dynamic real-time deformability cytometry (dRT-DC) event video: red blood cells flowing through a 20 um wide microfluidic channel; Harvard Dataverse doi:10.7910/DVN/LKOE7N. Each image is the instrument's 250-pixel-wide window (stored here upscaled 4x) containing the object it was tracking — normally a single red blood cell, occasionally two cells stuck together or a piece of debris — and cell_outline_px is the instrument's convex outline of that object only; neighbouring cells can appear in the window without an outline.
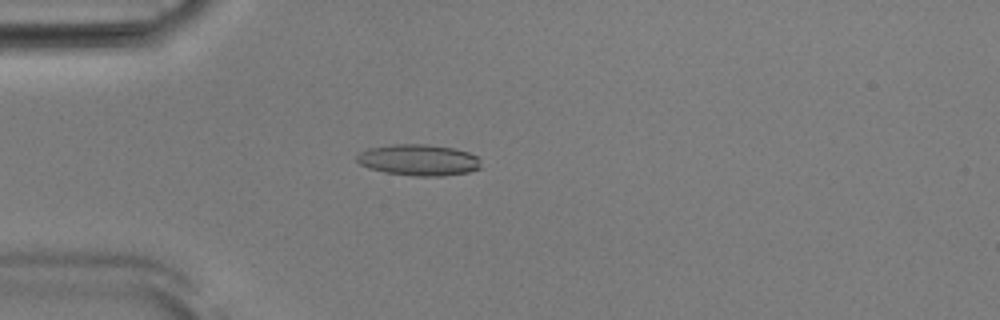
{"species": "Egyptian fruit bat (a non-hibernating species)", "species_latin": "Rousettus aegyptiacus", "temperature_condition": "room temperature", "stored_images_in_passage": 52, "camera_frame_rate_fps": 3000, "um_per_image_px": 0.085, "animal": {"sex": "male"}, "frame": {"image": 1, "passage_image": 14, "time_ms": 4.333, "image_size_px": [1000, 320], "cell_outline_px": [[480, 168], [468, 172], [444, 176], [412, 176], [384, 172], [368, 168], [360, 164], [356, 160], [356, 156], [360, 152], [368, 148], [388, 144], [428, 144], [456, 148], [468, 152], [476, 156], [480, 160]], "centroid_in_image_um": [35.57, 13.59], "position_along_channel_um": 49.4, "area_um2": 22.89}}
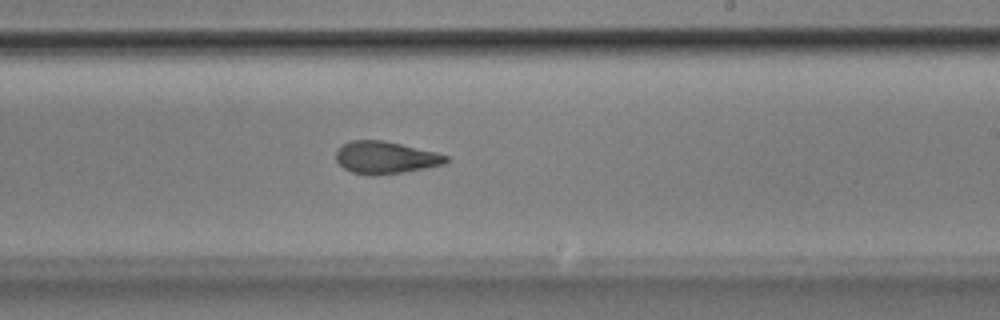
{"frame": {"image": 2, "passage_image": 31, "time_ms": 10.0, "image_size_px": [1000, 320], "cell_outline_px": [[448, 160], [444, 164], [428, 168], [372, 176], [352, 172], [344, 168], [336, 160], [336, 152], [344, 144], [352, 140], [384, 140], [436, 152], [448, 156]], "centroid_in_image_um": [32.78, 13.39], "position_along_channel_um": 256.2, "area_um2": 20.58}}
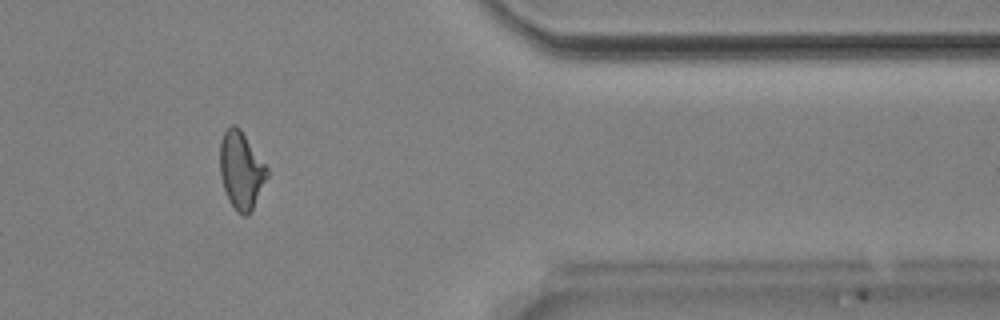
{"frame": {"image": 3, "passage_image": 43, "time_ms": 14.0, "image_size_px": [1000, 320], "cell_outline_px": [[268, 176], [248, 216], [244, 216], [236, 212], [228, 200], [220, 176], [220, 140], [224, 132], [232, 124], [236, 124], [240, 128], [268, 168]], "centroid_in_image_um": [20.48, 14.47], "position_along_channel_um": 390.9, "area_um2": 21.21}, "authors_computed_cell_mechanics": {"area_um2": 21.2415, "velocity_mm_per_s": 3.8928, "shape_relaxation_time_tau1_ms": 10.7788, "shape_relaxation_time_tau2_ms": 2.2256, "deformation_change_tau1": 0.2459, "deformation_change_tau2": 0.1082}}